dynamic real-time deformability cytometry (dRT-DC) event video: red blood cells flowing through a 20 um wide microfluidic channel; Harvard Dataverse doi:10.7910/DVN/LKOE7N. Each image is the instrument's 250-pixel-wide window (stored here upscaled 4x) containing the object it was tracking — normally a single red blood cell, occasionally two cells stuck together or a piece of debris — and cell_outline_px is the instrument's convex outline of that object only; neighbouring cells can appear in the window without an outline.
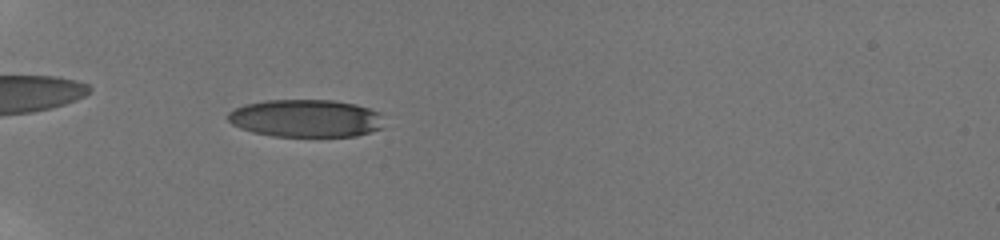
{"species": "human", "species_latin": "Homo sapiens", "temperature_condition": "room temperature", "stored_images_in_passage": 51, "camera_frame_rate_fps": 3000, "um_per_image_px": 0.085, "donor": {"sex": "male"}, "frame": {"image": 1, "passage_image": 1, "time_ms": 0.0, "image_size_px": [1000, 240], "cell_outline_px": [[384, 128], [356, 136], [272, 136], [252, 132], [240, 128], [232, 124], [228, 120], [228, 112], [244, 104], [264, 100], [332, 100], [356, 104], [380, 112]], "centroid_in_image_um": [26.0, 10.05], "position_along_channel_um": 59.0, "area_um2": 34.45}}
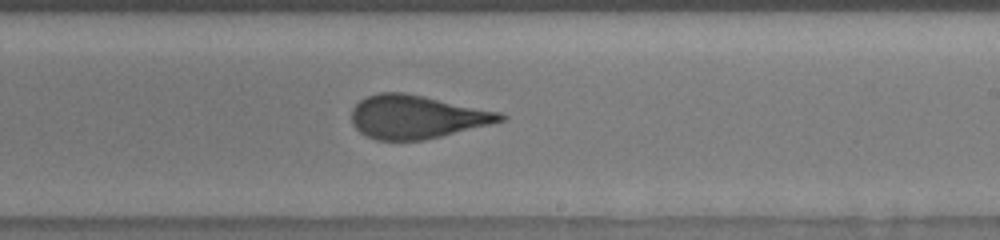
{"frame": {"image": 2, "passage_image": 35, "time_ms": 5.667, "image_size_px": [1000, 240], "cell_outline_px": [[508, 116], [504, 120], [424, 140], [376, 140], [360, 132], [352, 124], [352, 108], [360, 100], [368, 96], [380, 92], [404, 92], [424, 96], [500, 112]], "centroid_in_image_um": [35.38, 9.93], "position_along_channel_um": 253.6, "area_um2": 37.17}}
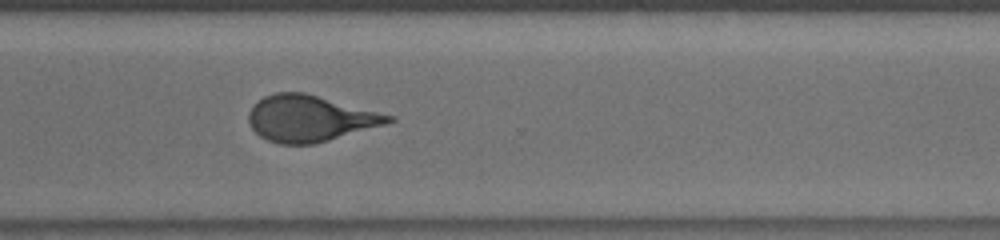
{"frame": {"image": 3, "passage_image": 50, "time_ms": 8.0, "image_size_px": [1000, 240], "cell_outline_px": [[396, 120], [384, 124], [328, 140], [312, 144], [280, 144], [268, 140], [260, 136], [252, 128], [248, 120], [248, 112], [264, 96], [276, 92], [304, 92], [396, 116]], "centroid_in_image_um": [26.34, 10.06], "position_along_channel_um": 344.3, "area_um2": 37.28}}